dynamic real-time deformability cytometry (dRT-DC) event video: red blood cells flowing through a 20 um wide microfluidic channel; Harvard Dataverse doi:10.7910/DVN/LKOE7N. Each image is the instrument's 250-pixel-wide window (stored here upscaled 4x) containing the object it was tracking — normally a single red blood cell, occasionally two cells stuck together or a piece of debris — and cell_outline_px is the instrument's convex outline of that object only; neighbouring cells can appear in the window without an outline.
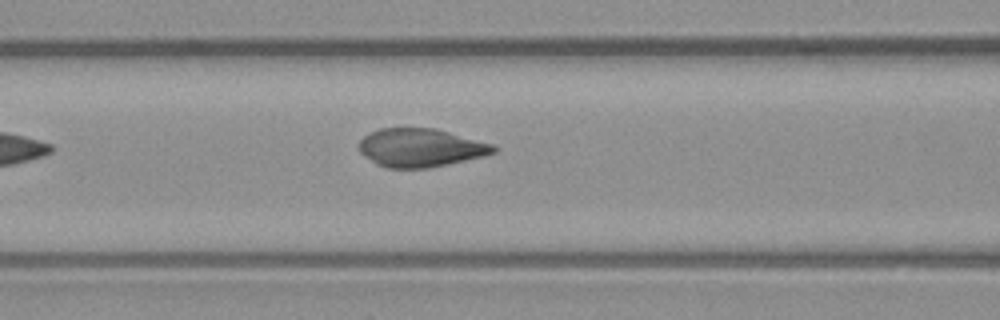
{"species": "common noctule bat (a hibernating species)", "species_latin": "Nyctalus noctula", "temperature_condition": "warm", "stored_images_in_passage": 6, "camera_frame_rate_fps": 3000, "um_per_image_px": 0.085, "animal": {"sex": "male", "body_mass_g": 23.1, "forearm_length_mm": 52.7}, "frame": {"image": 1, "passage_image": 6, "time_ms": 1.667, "image_size_px": [1000, 320], "cell_outline_px": [[500, 148], [496, 152], [484, 156], [428, 168], [388, 168], [376, 164], [360, 152], [360, 140], [364, 136], [380, 128], [436, 128], [492, 144]], "centroid_in_image_um": [35.77, 12.55], "position_along_channel_um": 130.8, "area_um2": 29.94}}